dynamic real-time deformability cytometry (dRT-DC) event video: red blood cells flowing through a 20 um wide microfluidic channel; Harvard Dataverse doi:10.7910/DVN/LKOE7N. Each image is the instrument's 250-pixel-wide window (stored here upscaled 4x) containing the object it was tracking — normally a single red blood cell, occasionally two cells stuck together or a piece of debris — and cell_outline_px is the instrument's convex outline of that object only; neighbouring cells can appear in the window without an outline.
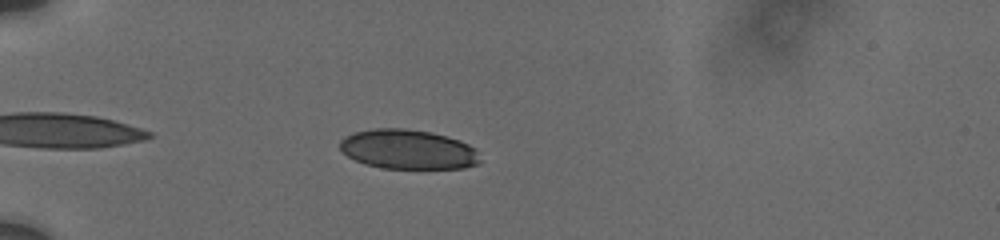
{"species": "human", "species_latin": "Homo sapiens", "temperature_condition": "cold", "stored_images_in_passage": 4, "camera_frame_rate_fps": 3000, "um_per_image_px": 0.085, "donor": {"sex": "male"}, "frame": {"image": 1, "passage_image": 2, "time_ms": 1.0, "image_size_px": [1000, 240], "cell_outline_px": [[480, 164], [464, 168], [380, 168], [364, 164], [348, 156], [340, 148], [340, 140], [352, 132], [376, 128], [404, 128], [432, 132], [448, 136], [460, 140], [476, 148], [480, 160]], "centroid_in_image_um": [34.71, 12.69], "position_along_channel_um": 50.3, "area_um2": 32.54}}
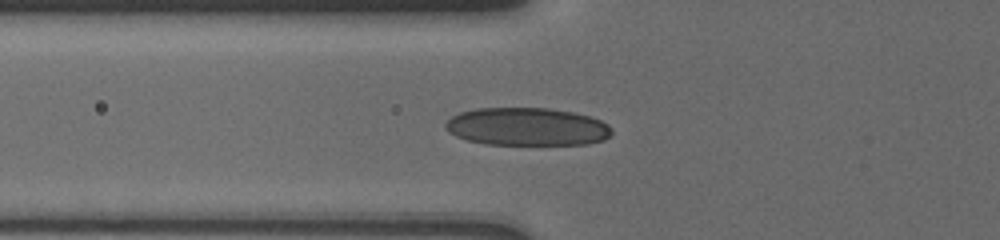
{"frame": {"image": 2, "passage_image": 4, "time_ms": 2.667, "image_size_px": [1000, 240], "cell_outline_px": [[612, 132], [604, 140], [588, 144], [484, 144], [468, 140], [456, 136], [448, 132], [444, 128], [444, 124], [452, 116], [460, 112], [476, 108], [548, 108], [572, 112], [592, 116], [608, 124], [612, 128]], "centroid_in_image_um": [44.79, 10.76], "position_along_channel_um": 81.0, "area_um2": 36.88}}